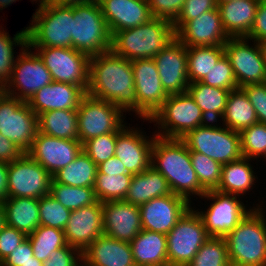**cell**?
I'll return each mask as SVG.
<instances>
[{"instance_id": "cell-1", "label": "cell", "mask_w": 266, "mask_h": 266, "mask_svg": "<svg viewBox=\"0 0 266 266\" xmlns=\"http://www.w3.org/2000/svg\"><path fill=\"white\" fill-rule=\"evenodd\" d=\"M87 94L113 103L125 114H136V92L131 61L112 50L91 56Z\"/></svg>"}, {"instance_id": "cell-28", "label": "cell", "mask_w": 266, "mask_h": 266, "mask_svg": "<svg viewBox=\"0 0 266 266\" xmlns=\"http://www.w3.org/2000/svg\"><path fill=\"white\" fill-rule=\"evenodd\" d=\"M260 0L217 3L223 28L229 37H246L251 30Z\"/></svg>"}, {"instance_id": "cell-66", "label": "cell", "mask_w": 266, "mask_h": 266, "mask_svg": "<svg viewBox=\"0 0 266 266\" xmlns=\"http://www.w3.org/2000/svg\"><path fill=\"white\" fill-rule=\"evenodd\" d=\"M217 3H225V2H228V1H234V0H216Z\"/></svg>"}, {"instance_id": "cell-39", "label": "cell", "mask_w": 266, "mask_h": 266, "mask_svg": "<svg viewBox=\"0 0 266 266\" xmlns=\"http://www.w3.org/2000/svg\"><path fill=\"white\" fill-rule=\"evenodd\" d=\"M27 238L31 243L34 257L40 261H45L52 251L67 245L64 230L44 225H39Z\"/></svg>"}, {"instance_id": "cell-64", "label": "cell", "mask_w": 266, "mask_h": 266, "mask_svg": "<svg viewBox=\"0 0 266 266\" xmlns=\"http://www.w3.org/2000/svg\"><path fill=\"white\" fill-rule=\"evenodd\" d=\"M75 266H91L83 258H81Z\"/></svg>"}, {"instance_id": "cell-62", "label": "cell", "mask_w": 266, "mask_h": 266, "mask_svg": "<svg viewBox=\"0 0 266 266\" xmlns=\"http://www.w3.org/2000/svg\"><path fill=\"white\" fill-rule=\"evenodd\" d=\"M19 0H0V10H4L13 3H16Z\"/></svg>"}, {"instance_id": "cell-67", "label": "cell", "mask_w": 266, "mask_h": 266, "mask_svg": "<svg viewBox=\"0 0 266 266\" xmlns=\"http://www.w3.org/2000/svg\"><path fill=\"white\" fill-rule=\"evenodd\" d=\"M94 1L100 4L103 0H94Z\"/></svg>"}, {"instance_id": "cell-46", "label": "cell", "mask_w": 266, "mask_h": 266, "mask_svg": "<svg viewBox=\"0 0 266 266\" xmlns=\"http://www.w3.org/2000/svg\"><path fill=\"white\" fill-rule=\"evenodd\" d=\"M118 133H108L89 139L83 144V151L98 166L112 156H115Z\"/></svg>"}, {"instance_id": "cell-50", "label": "cell", "mask_w": 266, "mask_h": 266, "mask_svg": "<svg viewBox=\"0 0 266 266\" xmlns=\"http://www.w3.org/2000/svg\"><path fill=\"white\" fill-rule=\"evenodd\" d=\"M241 89L254 107L258 122L266 124V82L248 84Z\"/></svg>"}, {"instance_id": "cell-11", "label": "cell", "mask_w": 266, "mask_h": 266, "mask_svg": "<svg viewBox=\"0 0 266 266\" xmlns=\"http://www.w3.org/2000/svg\"><path fill=\"white\" fill-rule=\"evenodd\" d=\"M166 237L168 266H187L210 236L191 206Z\"/></svg>"}, {"instance_id": "cell-13", "label": "cell", "mask_w": 266, "mask_h": 266, "mask_svg": "<svg viewBox=\"0 0 266 266\" xmlns=\"http://www.w3.org/2000/svg\"><path fill=\"white\" fill-rule=\"evenodd\" d=\"M43 60L53 81L89 87L90 56L72 47H30Z\"/></svg>"}, {"instance_id": "cell-41", "label": "cell", "mask_w": 266, "mask_h": 266, "mask_svg": "<svg viewBox=\"0 0 266 266\" xmlns=\"http://www.w3.org/2000/svg\"><path fill=\"white\" fill-rule=\"evenodd\" d=\"M50 195L71 211L93 205L98 201L92 187H73L53 180L50 184Z\"/></svg>"}, {"instance_id": "cell-7", "label": "cell", "mask_w": 266, "mask_h": 266, "mask_svg": "<svg viewBox=\"0 0 266 266\" xmlns=\"http://www.w3.org/2000/svg\"><path fill=\"white\" fill-rule=\"evenodd\" d=\"M181 140L189 151L204 154L222 165L243 157L240 134L217 121H208L189 131Z\"/></svg>"}, {"instance_id": "cell-12", "label": "cell", "mask_w": 266, "mask_h": 266, "mask_svg": "<svg viewBox=\"0 0 266 266\" xmlns=\"http://www.w3.org/2000/svg\"><path fill=\"white\" fill-rule=\"evenodd\" d=\"M38 131V115L28 103L4 93L0 98V133L26 153Z\"/></svg>"}, {"instance_id": "cell-60", "label": "cell", "mask_w": 266, "mask_h": 266, "mask_svg": "<svg viewBox=\"0 0 266 266\" xmlns=\"http://www.w3.org/2000/svg\"><path fill=\"white\" fill-rule=\"evenodd\" d=\"M5 225V211L3 203L0 202V230Z\"/></svg>"}, {"instance_id": "cell-9", "label": "cell", "mask_w": 266, "mask_h": 266, "mask_svg": "<svg viewBox=\"0 0 266 266\" xmlns=\"http://www.w3.org/2000/svg\"><path fill=\"white\" fill-rule=\"evenodd\" d=\"M219 192L217 190L207 191L201 199L208 201L207 208L196 209V212L201 217L207 234L210 237H225L232 231L242 219L251 212L254 208H262L264 204H253L248 206L242 201V197ZM209 204V205H208ZM206 209V210H205ZM200 210V211H199Z\"/></svg>"}, {"instance_id": "cell-2", "label": "cell", "mask_w": 266, "mask_h": 266, "mask_svg": "<svg viewBox=\"0 0 266 266\" xmlns=\"http://www.w3.org/2000/svg\"><path fill=\"white\" fill-rule=\"evenodd\" d=\"M151 166L167 180L173 194L184 197L190 203L193 197L198 196L200 199L206 193L193 169L190 151L181 139L156 136L152 146Z\"/></svg>"}, {"instance_id": "cell-30", "label": "cell", "mask_w": 266, "mask_h": 266, "mask_svg": "<svg viewBox=\"0 0 266 266\" xmlns=\"http://www.w3.org/2000/svg\"><path fill=\"white\" fill-rule=\"evenodd\" d=\"M251 162L252 159L242 157L239 160L224 164L220 184L216 190L243 198L245 194L249 195V192L255 188V183L258 182V176L255 175Z\"/></svg>"}, {"instance_id": "cell-15", "label": "cell", "mask_w": 266, "mask_h": 266, "mask_svg": "<svg viewBox=\"0 0 266 266\" xmlns=\"http://www.w3.org/2000/svg\"><path fill=\"white\" fill-rule=\"evenodd\" d=\"M224 50L232 66L238 88L266 82V63L258 42L246 37H230L224 44Z\"/></svg>"}, {"instance_id": "cell-42", "label": "cell", "mask_w": 266, "mask_h": 266, "mask_svg": "<svg viewBox=\"0 0 266 266\" xmlns=\"http://www.w3.org/2000/svg\"><path fill=\"white\" fill-rule=\"evenodd\" d=\"M187 266H231L224 237H209Z\"/></svg>"}, {"instance_id": "cell-33", "label": "cell", "mask_w": 266, "mask_h": 266, "mask_svg": "<svg viewBox=\"0 0 266 266\" xmlns=\"http://www.w3.org/2000/svg\"><path fill=\"white\" fill-rule=\"evenodd\" d=\"M219 121L238 133L258 123L255 109L241 88L229 92L224 114Z\"/></svg>"}, {"instance_id": "cell-23", "label": "cell", "mask_w": 266, "mask_h": 266, "mask_svg": "<svg viewBox=\"0 0 266 266\" xmlns=\"http://www.w3.org/2000/svg\"><path fill=\"white\" fill-rule=\"evenodd\" d=\"M104 234L130 243L142 230L140 208L137 205L119 201L102 203Z\"/></svg>"}, {"instance_id": "cell-35", "label": "cell", "mask_w": 266, "mask_h": 266, "mask_svg": "<svg viewBox=\"0 0 266 266\" xmlns=\"http://www.w3.org/2000/svg\"><path fill=\"white\" fill-rule=\"evenodd\" d=\"M39 132L69 140H79L77 110H51L38 116Z\"/></svg>"}, {"instance_id": "cell-55", "label": "cell", "mask_w": 266, "mask_h": 266, "mask_svg": "<svg viewBox=\"0 0 266 266\" xmlns=\"http://www.w3.org/2000/svg\"><path fill=\"white\" fill-rule=\"evenodd\" d=\"M24 152L0 133V162L11 163Z\"/></svg>"}, {"instance_id": "cell-59", "label": "cell", "mask_w": 266, "mask_h": 266, "mask_svg": "<svg viewBox=\"0 0 266 266\" xmlns=\"http://www.w3.org/2000/svg\"><path fill=\"white\" fill-rule=\"evenodd\" d=\"M43 265V261L38 260L36 257H34L33 255V260L28 261L27 263H25L22 266H42Z\"/></svg>"}, {"instance_id": "cell-37", "label": "cell", "mask_w": 266, "mask_h": 266, "mask_svg": "<svg viewBox=\"0 0 266 266\" xmlns=\"http://www.w3.org/2000/svg\"><path fill=\"white\" fill-rule=\"evenodd\" d=\"M224 54V45L187 47L189 82L201 81Z\"/></svg>"}, {"instance_id": "cell-6", "label": "cell", "mask_w": 266, "mask_h": 266, "mask_svg": "<svg viewBox=\"0 0 266 266\" xmlns=\"http://www.w3.org/2000/svg\"><path fill=\"white\" fill-rule=\"evenodd\" d=\"M155 123V134L162 138L181 139L208 120L188 92L169 94L161 107L145 122Z\"/></svg>"}, {"instance_id": "cell-20", "label": "cell", "mask_w": 266, "mask_h": 266, "mask_svg": "<svg viewBox=\"0 0 266 266\" xmlns=\"http://www.w3.org/2000/svg\"><path fill=\"white\" fill-rule=\"evenodd\" d=\"M193 204L173 193L154 198L139 206L142 229L167 235Z\"/></svg>"}, {"instance_id": "cell-44", "label": "cell", "mask_w": 266, "mask_h": 266, "mask_svg": "<svg viewBox=\"0 0 266 266\" xmlns=\"http://www.w3.org/2000/svg\"><path fill=\"white\" fill-rule=\"evenodd\" d=\"M239 134L243 157L253 161L259 158L266 160V124L258 122Z\"/></svg>"}, {"instance_id": "cell-38", "label": "cell", "mask_w": 266, "mask_h": 266, "mask_svg": "<svg viewBox=\"0 0 266 266\" xmlns=\"http://www.w3.org/2000/svg\"><path fill=\"white\" fill-rule=\"evenodd\" d=\"M132 176V174L107 175L97 170L94 184L97 200L101 203L124 200L130 187Z\"/></svg>"}, {"instance_id": "cell-21", "label": "cell", "mask_w": 266, "mask_h": 266, "mask_svg": "<svg viewBox=\"0 0 266 266\" xmlns=\"http://www.w3.org/2000/svg\"><path fill=\"white\" fill-rule=\"evenodd\" d=\"M160 81L168 94L187 92V47L177 38L153 58Z\"/></svg>"}, {"instance_id": "cell-43", "label": "cell", "mask_w": 266, "mask_h": 266, "mask_svg": "<svg viewBox=\"0 0 266 266\" xmlns=\"http://www.w3.org/2000/svg\"><path fill=\"white\" fill-rule=\"evenodd\" d=\"M190 158L200 186L206 192L216 190L220 184L223 165L194 151H190Z\"/></svg>"}, {"instance_id": "cell-40", "label": "cell", "mask_w": 266, "mask_h": 266, "mask_svg": "<svg viewBox=\"0 0 266 266\" xmlns=\"http://www.w3.org/2000/svg\"><path fill=\"white\" fill-rule=\"evenodd\" d=\"M24 27L11 38L7 30L0 25V84L5 86L10 80L16 54V46L25 48L27 44V32ZM15 47V48H14ZM15 55V56H14Z\"/></svg>"}, {"instance_id": "cell-19", "label": "cell", "mask_w": 266, "mask_h": 266, "mask_svg": "<svg viewBox=\"0 0 266 266\" xmlns=\"http://www.w3.org/2000/svg\"><path fill=\"white\" fill-rule=\"evenodd\" d=\"M82 150L79 140L60 139L38 131L26 153L53 175L74 161Z\"/></svg>"}, {"instance_id": "cell-14", "label": "cell", "mask_w": 266, "mask_h": 266, "mask_svg": "<svg viewBox=\"0 0 266 266\" xmlns=\"http://www.w3.org/2000/svg\"><path fill=\"white\" fill-rule=\"evenodd\" d=\"M5 93L27 102L38 90L53 82L40 56L28 45L19 49Z\"/></svg>"}, {"instance_id": "cell-5", "label": "cell", "mask_w": 266, "mask_h": 266, "mask_svg": "<svg viewBox=\"0 0 266 266\" xmlns=\"http://www.w3.org/2000/svg\"><path fill=\"white\" fill-rule=\"evenodd\" d=\"M74 6L46 4L33 13L26 27L29 47H72Z\"/></svg>"}, {"instance_id": "cell-65", "label": "cell", "mask_w": 266, "mask_h": 266, "mask_svg": "<svg viewBox=\"0 0 266 266\" xmlns=\"http://www.w3.org/2000/svg\"><path fill=\"white\" fill-rule=\"evenodd\" d=\"M4 93H5V86L0 84V98L3 96Z\"/></svg>"}, {"instance_id": "cell-22", "label": "cell", "mask_w": 266, "mask_h": 266, "mask_svg": "<svg viewBox=\"0 0 266 266\" xmlns=\"http://www.w3.org/2000/svg\"><path fill=\"white\" fill-rule=\"evenodd\" d=\"M175 34L186 47L224 45L230 38L223 28L218 7L187 21Z\"/></svg>"}, {"instance_id": "cell-4", "label": "cell", "mask_w": 266, "mask_h": 266, "mask_svg": "<svg viewBox=\"0 0 266 266\" xmlns=\"http://www.w3.org/2000/svg\"><path fill=\"white\" fill-rule=\"evenodd\" d=\"M265 214L254 208L224 237L231 266H266Z\"/></svg>"}, {"instance_id": "cell-58", "label": "cell", "mask_w": 266, "mask_h": 266, "mask_svg": "<svg viewBox=\"0 0 266 266\" xmlns=\"http://www.w3.org/2000/svg\"><path fill=\"white\" fill-rule=\"evenodd\" d=\"M94 0H55L52 4H57L60 6H75L79 4H86Z\"/></svg>"}, {"instance_id": "cell-32", "label": "cell", "mask_w": 266, "mask_h": 266, "mask_svg": "<svg viewBox=\"0 0 266 266\" xmlns=\"http://www.w3.org/2000/svg\"><path fill=\"white\" fill-rule=\"evenodd\" d=\"M5 224L24 232L27 236L40 225L39 199L11 197L3 202Z\"/></svg>"}, {"instance_id": "cell-24", "label": "cell", "mask_w": 266, "mask_h": 266, "mask_svg": "<svg viewBox=\"0 0 266 266\" xmlns=\"http://www.w3.org/2000/svg\"><path fill=\"white\" fill-rule=\"evenodd\" d=\"M102 203L72 210L64 228L66 243L81 252L104 234Z\"/></svg>"}, {"instance_id": "cell-3", "label": "cell", "mask_w": 266, "mask_h": 266, "mask_svg": "<svg viewBox=\"0 0 266 266\" xmlns=\"http://www.w3.org/2000/svg\"><path fill=\"white\" fill-rule=\"evenodd\" d=\"M176 38L173 24L158 18L112 35L111 50L127 60L153 59Z\"/></svg>"}, {"instance_id": "cell-26", "label": "cell", "mask_w": 266, "mask_h": 266, "mask_svg": "<svg viewBox=\"0 0 266 266\" xmlns=\"http://www.w3.org/2000/svg\"><path fill=\"white\" fill-rule=\"evenodd\" d=\"M100 7L111 35L148 23L153 18L148 0H103Z\"/></svg>"}, {"instance_id": "cell-10", "label": "cell", "mask_w": 266, "mask_h": 266, "mask_svg": "<svg viewBox=\"0 0 266 266\" xmlns=\"http://www.w3.org/2000/svg\"><path fill=\"white\" fill-rule=\"evenodd\" d=\"M124 113L113 103L86 94L77 109L78 136L81 144L100 135L120 132L128 124L124 121Z\"/></svg>"}, {"instance_id": "cell-45", "label": "cell", "mask_w": 266, "mask_h": 266, "mask_svg": "<svg viewBox=\"0 0 266 266\" xmlns=\"http://www.w3.org/2000/svg\"><path fill=\"white\" fill-rule=\"evenodd\" d=\"M71 210L63 207L50 194L39 198L40 225L64 230Z\"/></svg>"}, {"instance_id": "cell-29", "label": "cell", "mask_w": 266, "mask_h": 266, "mask_svg": "<svg viewBox=\"0 0 266 266\" xmlns=\"http://www.w3.org/2000/svg\"><path fill=\"white\" fill-rule=\"evenodd\" d=\"M130 246L135 266H168L165 234L142 229Z\"/></svg>"}, {"instance_id": "cell-51", "label": "cell", "mask_w": 266, "mask_h": 266, "mask_svg": "<svg viewBox=\"0 0 266 266\" xmlns=\"http://www.w3.org/2000/svg\"><path fill=\"white\" fill-rule=\"evenodd\" d=\"M26 239L27 235L24 232L5 224L0 230V261L2 262Z\"/></svg>"}, {"instance_id": "cell-49", "label": "cell", "mask_w": 266, "mask_h": 266, "mask_svg": "<svg viewBox=\"0 0 266 266\" xmlns=\"http://www.w3.org/2000/svg\"><path fill=\"white\" fill-rule=\"evenodd\" d=\"M216 0H185L184 6L177 21L173 24L175 33L189 20L200 14L217 8Z\"/></svg>"}, {"instance_id": "cell-18", "label": "cell", "mask_w": 266, "mask_h": 266, "mask_svg": "<svg viewBox=\"0 0 266 266\" xmlns=\"http://www.w3.org/2000/svg\"><path fill=\"white\" fill-rule=\"evenodd\" d=\"M152 133V136H147L144 129L131 127L129 123L117 134L115 156L128 173L139 174L151 166L152 146L157 136Z\"/></svg>"}, {"instance_id": "cell-53", "label": "cell", "mask_w": 266, "mask_h": 266, "mask_svg": "<svg viewBox=\"0 0 266 266\" xmlns=\"http://www.w3.org/2000/svg\"><path fill=\"white\" fill-rule=\"evenodd\" d=\"M30 260H33V249L27 238L2 261V266H22Z\"/></svg>"}, {"instance_id": "cell-52", "label": "cell", "mask_w": 266, "mask_h": 266, "mask_svg": "<svg viewBox=\"0 0 266 266\" xmlns=\"http://www.w3.org/2000/svg\"><path fill=\"white\" fill-rule=\"evenodd\" d=\"M82 258V252L77 248L66 245L56 251H52L42 266H75Z\"/></svg>"}, {"instance_id": "cell-34", "label": "cell", "mask_w": 266, "mask_h": 266, "mask_svg": "<svg viewBox=\"0 0 266 266\" xmlns=\"http://www.w3.org/2000/svg\"><path fill=\"white\" fill-rule=\"evenodd\" d=\"M187 92L194 99L208 121L219 122L225 111L230 92L228 89L211 87L198 81L189 83Z\"/></svg>"}, {"instance_id": "cell-25", "label": "cell", "mask_w": 266, "mask_h": 266, "mask_svg": "<svg viewBox=\"0 0 266 266\" xmlns=\"http://www.w3.org/2000/svg\"><path fill=\"white\" fill-rule=\"evenodd\" d=\"M86 94L82 87L53 81L32 95L27 103L39 116L51 110H77Z\"/></svg>"}, {"instance_id": "cell-63", "label": "cell", "mask_w": 266, "mask_h": 266, "mask_svg": "<svg viewBox=\"0 0 266 266\" xmlns=\"http://www.w3.org/2000/svg\"><path fill=\"white\" fill-rule=\"evenodd\" d=\"M30 1H34L35 3L38 4V7L39 6H42V5H46V4H52L55 0H30Z\"/></svg>"}, {"instance_id": "cell-61", "label": "cell", "mask_w": 266, "mask_h": 266, "mask_svg": "<svg viewBox=\"0 0 266 266\" xmlns=\"http://www.w3.org/2000/svg\"><path fill=\"white\" fill-rule=\"evenodd\" d=\"M261 53H262V57L266 63V39L265 40H261L260 42H258Z\"/></svg>"}, {"instance_id": "cell-31", "label": "cell", "mask_w": 266, "mask_h": 266, "mask_svg": "<svg viewBox=\"0 0 266 266\" xmlns=\"http://www.w3.org/2000/svg\"><path fill=\"white\" fill-rule=\"evenodd\" d=\"M167 180L152 166L132 176L125 202L140 206L148 201L171 194Z\"/></svg>"}, {"instance_id": "cell-57", "label": "cell", "mask_w": 266, "mask_h": 266, "mask_svg": "<svg viewBox=\"0 0 266 266\" xmlns=\"http://www.w3.org/2000/svg\"><path fill=\"white\" fill-rule=\"evenodd\" d=\"M8 198V163L0 162V202Z\"/></svg>"}, {"instance_id": "cell-47", "label": "cell", "mask_w": 266, "mask_h": 266, "mask_svg": "<svg viewBox=\"0 0 266 266\" xmlns=\"http://www.w3.org/2000/svg\"><path fill=\"white\" fill-rule=\"evenodd\" d=\"M202 83L211 87L228 89L229 91L238 89V85L233 73L228 57L224 54L216 65L212 67L202 80Z\"/></svg>"}, {"instance_id": "cell-16", "label": "cell", "mask_w": 266, "mask_h": 266, "mask_svg": "<svg viewBox=\"0 0 266 266\" xmlns=\"http://www.w3.org/2000/svg\"><path fill=\"white\" fill-rule=\"evenodd\" d=\"M52 175L27 153L8 163V198L39 199L50 194Z\"/></svg>"}, {"instance_id": "cell-54", "label": "cell", "mask_w": 266, "mask_h": 266, "mask_svg": "<svg viewBox=\"0 0 266 266\" xmlns=\"http://www.w3.org/2000/svg\"><path fill=\"white\" fill-rule=\"evenodd\" d=\"M246 38L256 42L266 39V0L259 1L253 26Z\"/></svg>"}, {"instance_id": "cell-17", "label": "cell", "mask_w": 266, "mask_h": 266, "mask_svg": "<svg viewBox=\"0 0 266 266\" xmlns=\"http://www.w3.org/2000/svg\"><path fill=\"white\" fill-rule=\"evenodd\" d=\"M136 92V115L142 120L150 119L161 107L169 94L160 81L153 59L131 61Z\"/></svg>"}, {"instance_id": "cell-56", "label": "cell", "mask_w": 266, "mask_h": 266, "mask_svg": "<svg viewBox=\"0 0 266 266\" xmlns=\"http://www.w3.org/2000/svg\"><path fill=\"white\" fill-rule=\"evenodd\" d=\"M98 171L103 174H130L124 167V164L116 156H112L107 161L97 166Z\"/></svg>"}, {"instance_id": "cell-8", "label": "cell", "mask_w": 266, "mask_h": 266, "mask_svg": "<svg viewBox=\"0 0 266 266\" xmlns=\"http://www.w3.org/2000/svg\"><path fill=\"white\" fill-rule=\"evenodd\" d=\"M72 48L94 56L111 50L112 35L95 1L74 6Z\"/></svg>"}, {"instance_id": "cell-36", "label": "cell", "mask_w": 266, "mask_h": 266, "mask_svg": "<svg viewBox=\"0 0 266 266\" xmlns=\"http://www.w3.org/2000/svg\"><path fill=\"white\" fill-rule=\"evenodd\" d=\"M97 165L82 150L74 161L52 175L54 182L73 187L94 188Z\"/></svg>"}, {"instance_id": "cell-27", "label": "cell", "mask_w": 266, "mask_h": 266, "mask_svg": "<svg viewBox=\"0 0 266 266\" xmlns=\"http://www.w3.org/2000/svg\"><path fill=\"white\" fill-rule=\"evenodd\" d=\"M82 258L91 266H135L130 243L105 234L82 251Z\"/></svg>"}, {"instance_id": "cell-48", "label": "cell", "mask_w": 266, "mask_h": 266, "mask_svg": "<svg viewBox=\"0 0 266 266\" xmlns=\"http://www.w3.org/2000/svg\"><path fill=\"white\" fill-rule=\"evenodd\" d=\"M185 0H148L153 18L174 24L182 11Z\"/></svg>"}]
</instances>
